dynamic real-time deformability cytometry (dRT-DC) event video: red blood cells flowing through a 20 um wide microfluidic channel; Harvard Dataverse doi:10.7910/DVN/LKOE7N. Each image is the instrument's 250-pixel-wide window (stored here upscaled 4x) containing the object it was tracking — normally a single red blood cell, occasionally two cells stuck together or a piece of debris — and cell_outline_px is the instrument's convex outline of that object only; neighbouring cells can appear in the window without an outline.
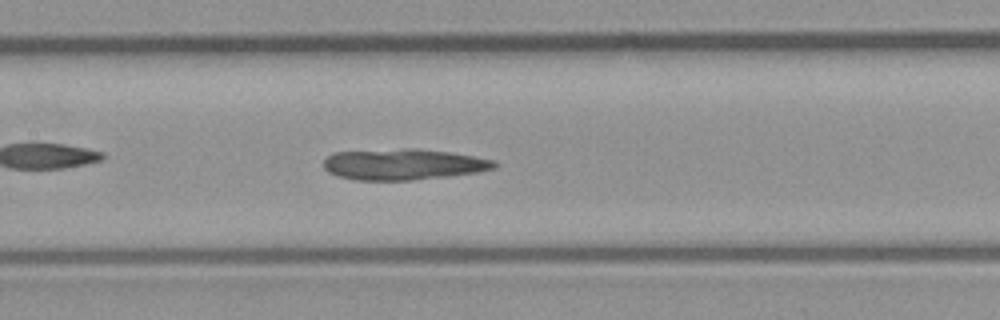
{"species": "common noctule bat (a hibernating species)", "species_latin": "Nyctalus noctula", "temperature_condition": "room temperature", "stored_images_in_passage": 39, "camera_frame_rate_fps": 3000, "um_per_image_px": 0.085, "animal": {"sex": "male", "body_mass_g": 23.1, "forearm_length_mm": 52.7}, "frame": {"image": 1, "passage_image": 15, "time_ms": 4.667, "image_size_px": [1000, 320], "cell_outline_px": [[496, 168], [480, 172], [412, 180], [352, 180], [336, 176], [328, 172], [324, 168], [324, 160], [332, 152], [408, 148], [420, 148], [448, 152], [496, 160]], "centroid_in_image_um": [34.26, 13.97], "position_along_channel_um": 173.1, "area_um2": 31.04}}
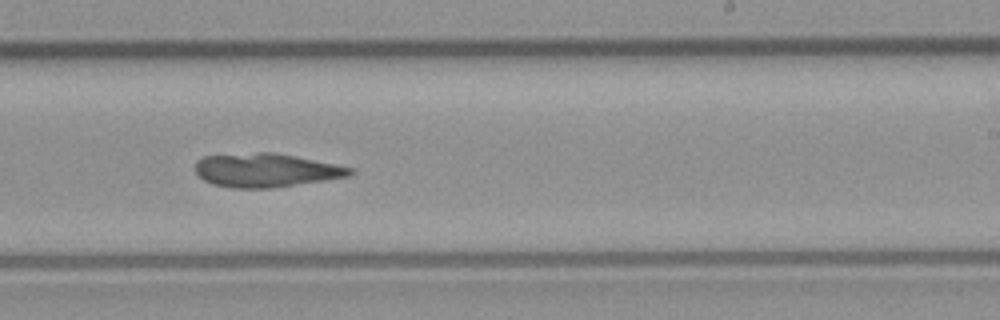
{"frame": {"image": 2, "passage_image": 22, "time_ms": 7.0, "image_size_px": [1000, 320], "cell_outline_px": [[356, 172], [348, 176], [324, 180], [268, 188], [232, 188], [212, 184], [204, 180], [196, 172], [196, 160], [204, 156], [256, 152], [272, 152], [352, 168]], "centroid_in_image_um": [22.54, 14.47], "position_along_channel_um": 266.5, "area_um2": 29.88}}
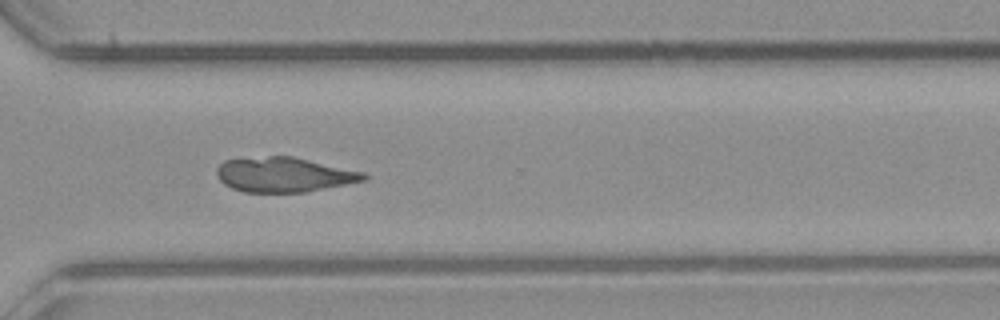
{"frame": {"image": 3, "passage_image": 28, "time_ms": 9.0, "image_size_px": [1000, 320], "cell_outline_px": [[368, 180], [304, 192], [244, 192], [232, 188], [224, 184], [220, 180], [216, 172], [216, 168], [224, 160], [268, 156], [292, 156], [364, 172], [368, 176]], "centroid_in_image_um": [24.15, 14.84], "position_along_channel_um": 346.5, "area_um2": 29.71}}